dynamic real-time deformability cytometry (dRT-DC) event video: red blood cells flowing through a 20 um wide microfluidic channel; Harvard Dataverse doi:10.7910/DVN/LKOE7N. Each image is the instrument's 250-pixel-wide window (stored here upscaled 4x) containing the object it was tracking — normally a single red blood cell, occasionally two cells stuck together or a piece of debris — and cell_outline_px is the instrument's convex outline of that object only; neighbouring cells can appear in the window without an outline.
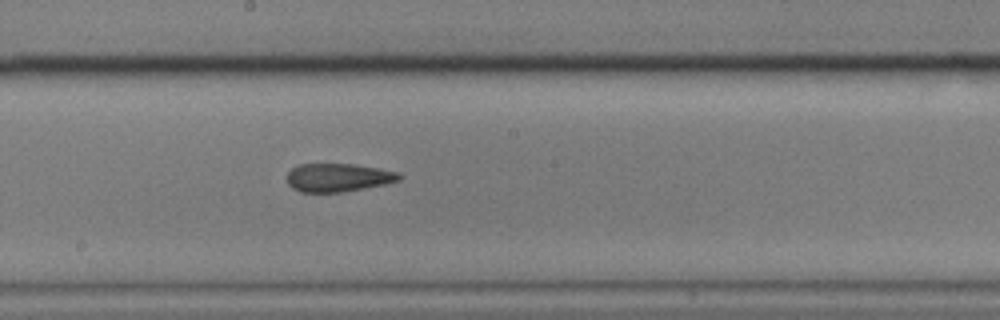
{"species": "common noctule bat (a hibernating species)", "species_latin": "Nyctalus noctula", "temperature_condition": "cold", "stored_images_in_passage": 9, "camera_frame_rate_fps": 3000, "um_per_image_px": 0.085, "animal": {"sex": "male", "body_mass_g": 17.9}, "frame": {"image": 1, "passage_image": 9, "time_ms": 2.667, "image_size_px": [1000, 320], "cell_outline_px": [[404, 176], [400, 180], [384, 184], [364, 188], [340, 192], [300, 192], [292, 188], [288, 184], [288, 172], [292, 168], [300, 164], [356, 164], [400, 172]], "centroid_in_image_um": [28.77, 15.08], "position_along_channel_um": 219.4, "area_um2": 18.55}}